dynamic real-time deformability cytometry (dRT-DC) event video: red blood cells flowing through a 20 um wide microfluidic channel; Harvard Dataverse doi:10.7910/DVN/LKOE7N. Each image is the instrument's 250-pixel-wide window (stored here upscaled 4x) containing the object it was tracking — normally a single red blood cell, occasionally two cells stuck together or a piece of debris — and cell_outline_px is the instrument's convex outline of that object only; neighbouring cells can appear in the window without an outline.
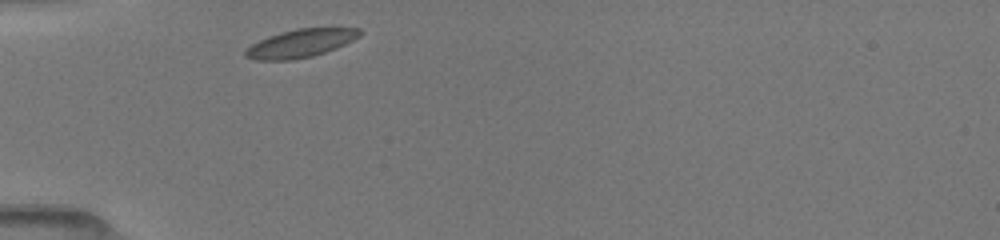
{"species": "common noctule bat (a hibernating species)", "species_latin": "Nyctalus noctula", "temperature_condition": "room temperature", "stored_images_in_passage": 29, "camera_frame_rate_fps": 3000, "um_per_image_px": 0.085, "animal": {"sex": "female", "body_mass_g": 19.5, "forearm_length_mm": 54.1}, "frame": {"image": 1, "passage_image": 1, "time_ms": 0.0, "image_size_px": [1000, 240], "cell_outline_px": [[364, 32], [360, 36], [336, 48], [312, 56], [292, 60], [256, 60], [244, 56], [244, 48], [268, 36], [280, 32], [296, 28], [360, 28]], "centroid_in_image_um": [25.53, 3.68], "position_along_channel_um": 59.5, "area_um2": 18.79}}
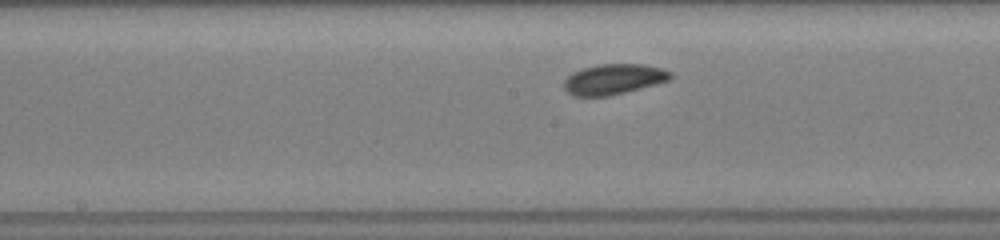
{"frame": {"image": 2, "passage_image": 12, "time_ms": 3.667, "image_size_px": [1000, 240], "cell_outline_px": [[672, 80], [608, 96], [572, 96], [564, 88], [564, 80], [572, 72], [584, 68], [600, 64], [644, 64], [660, 68], [672, 72]], "centroid_in_image_um": [52.17, 6.73], "position_along_channel_um": 196.0, "area_um2": 18.84}}
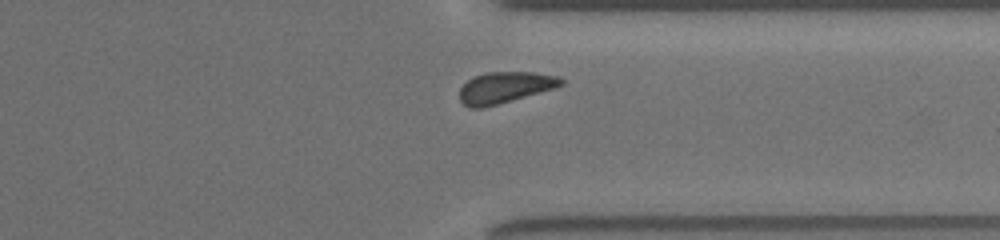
{"frame": {"image": 3, "passage_image": 25, "time_ms": 8.0, "image_size_px": [1000, 240], "cell_outline_px": [[564, 84], [556, 88], [496, 104], [480, 108], [468, 108], [460, 100], [460, 88], [472, 76], [484, 72], [532, 72], [560, 76], [564, 80]], "centroid_in_image_um": [42.92, 7.42], "position_along_channel_um": 368.5, "area_um2": 18.5}, "authors_computed_cell_mechanics": {"area_um2": 18.6694, "velocity_mm_per_s": 3.9689, "shape_relaxation_time_tau1_ms": 2.5986, "shape_relaxation_time_tau2_ms": null, "deformation_change_tau1": 0.0592, "deformation_change_tau2": null}}